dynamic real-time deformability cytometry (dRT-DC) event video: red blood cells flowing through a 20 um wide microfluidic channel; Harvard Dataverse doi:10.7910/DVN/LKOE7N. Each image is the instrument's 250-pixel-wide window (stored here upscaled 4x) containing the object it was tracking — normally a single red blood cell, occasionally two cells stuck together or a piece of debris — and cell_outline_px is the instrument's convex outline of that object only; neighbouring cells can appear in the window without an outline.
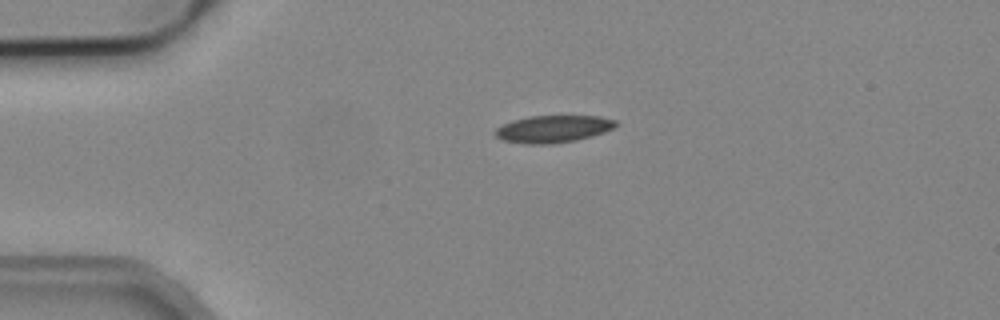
{"species": "common noctule bat (a hibernating species)", "species_latin": "Nyctalus noctula", "temperature_condition": "cold", "stored_images_in_passage": 2, "camera_frame_rate_fps": 3000, "um_per_image_px": 0.085, "animal": {"sex": "male", "body_mass_g": 19.2, "forearm_length_mm": 51.8}, "frame": {"image": 1, "passage_image": 1, "time_ms": 0.0, "image_size_px": [1000, 320], "cell_outline_px": [[620, 124], [604, 132], [592, 136], [576, 140], [548, 144], [524, 144], [504, 140], [496, 136], [492, 132], [496, 128], [512, 120], [532, 116], [600, 116], [616, 120]], "centroid_in_image_um": [47.02, 10.96], "position_along_channel_um": 38.0, "area_um2": 19.13}}